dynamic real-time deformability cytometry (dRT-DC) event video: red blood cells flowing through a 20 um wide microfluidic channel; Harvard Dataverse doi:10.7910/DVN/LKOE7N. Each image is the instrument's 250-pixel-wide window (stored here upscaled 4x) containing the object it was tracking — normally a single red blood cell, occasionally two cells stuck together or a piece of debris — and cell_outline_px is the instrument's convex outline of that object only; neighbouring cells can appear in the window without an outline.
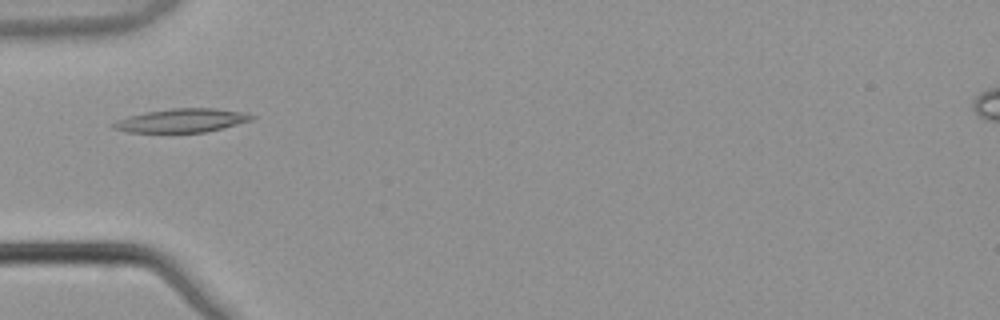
{"species": "common noctule bat (a hibernating species)", "species_latin": "Nyctalus noctula", "temperature_condition": "warm", "stored_images_in_passage": 8, "camera_frame_rate_fps": 3000, "um_per_image_px": 0.085, "animal": {"sex": "male", "body_mass_g": 21.5, "forearm_length_mm": 52.0}, "frame": {"image": 1, "passage_image": 5, "time_ms": 1.333, "image_size_px": [1000, 320], "cell_outline_px": [[256, 116], [252, 120], [204, 132], [124, 132], [112, 128], [108, 124], [116, 120], [128, 116], [144, 112], [172, 108], [212, 108], [240, 112]], "centroid_in_image_um": [15.33, 10.24], "position_along_channel_um": 69.7, "area_um2": 18.96}}
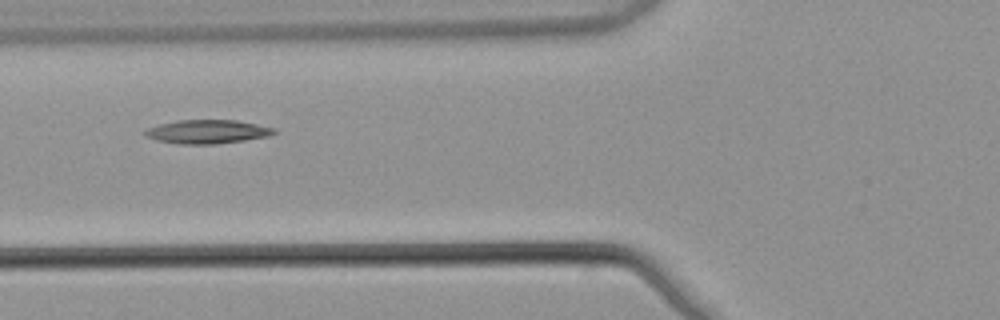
{"frame": {"image": 2, "passage_image": 6, "time_ms": 1.667, "image_size_px": [1000, 320], "cell_outline_px": [[276, 132], [268, 136], [244, 140], [216, 144], [176, 144], [156, 140], [144, 136], [140, 132], [148, 128], [160, 124], [176, 120], [236, 120], [276, 128]], "centroid_in_image_um": [17.57, 11.19], "position_along_channel_um": 108.2, "area_um2": 17.98}}
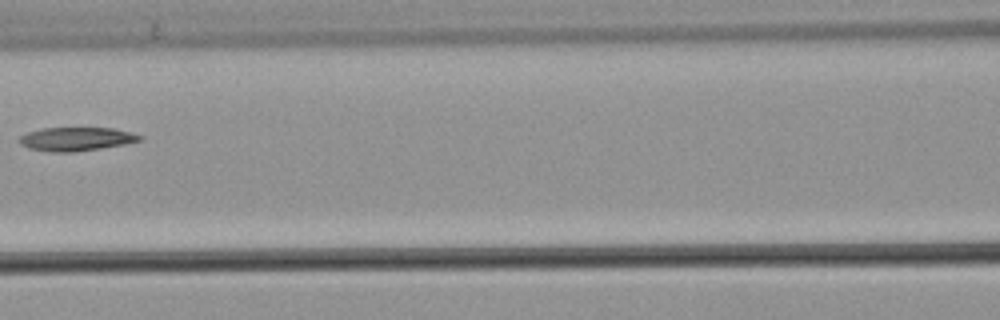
{"frame": {"image": 3, "passage_image": 7, "time_ms": 2.0, "image_size_px": [1000, 320], "cell_outline_px": [[144, 136], [140, 140], [124, 144], [76, 152], [56, 152], [28, 148], [20, 144], [16, 140], [20, 136], [28, 132], [40, 128], [112, 128]], "centroid_in_image_um": [6.42, 11.81], "position_along_channel_um": 160.2, "area_um2": 16.47}}